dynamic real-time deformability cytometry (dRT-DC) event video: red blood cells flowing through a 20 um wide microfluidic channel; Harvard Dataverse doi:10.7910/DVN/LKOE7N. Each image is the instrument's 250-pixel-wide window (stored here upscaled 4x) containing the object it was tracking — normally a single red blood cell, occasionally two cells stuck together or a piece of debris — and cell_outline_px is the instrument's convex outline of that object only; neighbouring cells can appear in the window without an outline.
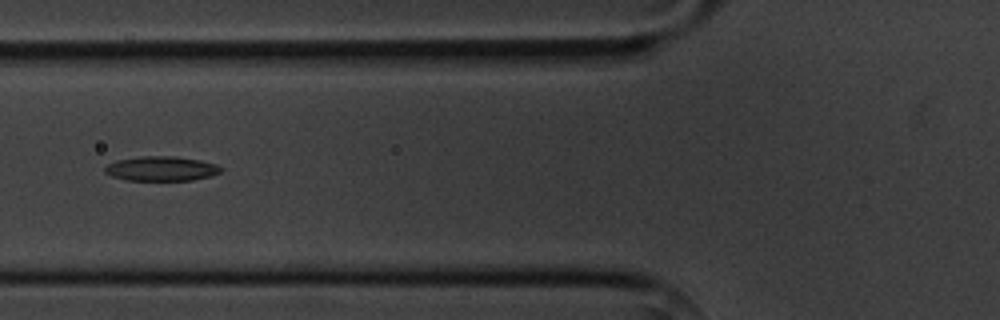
{"species": "common noctule bat (a hibernating species)", "species_latin": "Nyctalus noctula", "temperature_condition": "cold", "stored_images_in_passage": 7, "camera_frame_rate_fps": 3000, "um_per_image_px": 0.085, "animal": {"sex": "male", "body_mass_g": 20.1, "forearm_length_mm": 53.5}, "frame": {"image": 1, "passage_image": 3, "time_ms": 2.333, "image_size_px": [1000, 320], "cell_outline_px": [[224, 168], [220, 172], [208, 176], [192, 180], [124, 180], [112, 176], [104, 172], [104, 168], [108, 164], [116, 160], [140, 156], [176, 156], [200, 160], [216, 164]], "centroid_in_image_um": [13.69, 14.32], "position_along_channel_um": 112.1, "area_um2": 16.65}}
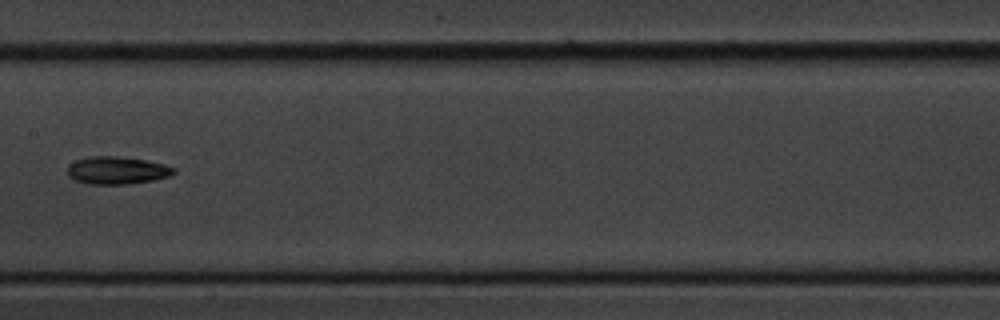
{"frame": {"image": 2, "passage_image": 5, "time_ms": 4.667, "image_size_px": [1000, 320], "cell_outline_px": [[176, 172], [168, 176], [152, 180], [128, 184], [88, 184], [76, 180], [68, 176], [68, 164], [76, 160], [88, 156], [116, 156], [144, 160], [164, 164], [176, 168]], "centroid_in_image_um": [9.92, 14.48], "position_along_channel_um": 197.5, "area_um2": 17.05}}
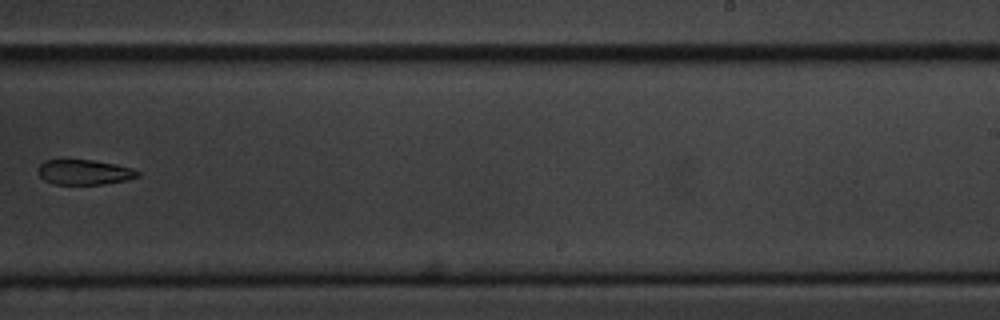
{"frame": {"image": 3, "passage_image": 7, "time_ms": 7.0, "image_size_px": [1000, 320], "cell_outline_px": [[140, 176], [124, 180], [104, 184], [52, 184], [44, 180], [40, 176], [40, 164], [44, 160], [92, 160], [116, 164], [132, 168], [140, 172]], "centroid_in_image_um": [7.19, 14.63], "position_along_channel_um": 281.8, "area_um2": 14.39}}